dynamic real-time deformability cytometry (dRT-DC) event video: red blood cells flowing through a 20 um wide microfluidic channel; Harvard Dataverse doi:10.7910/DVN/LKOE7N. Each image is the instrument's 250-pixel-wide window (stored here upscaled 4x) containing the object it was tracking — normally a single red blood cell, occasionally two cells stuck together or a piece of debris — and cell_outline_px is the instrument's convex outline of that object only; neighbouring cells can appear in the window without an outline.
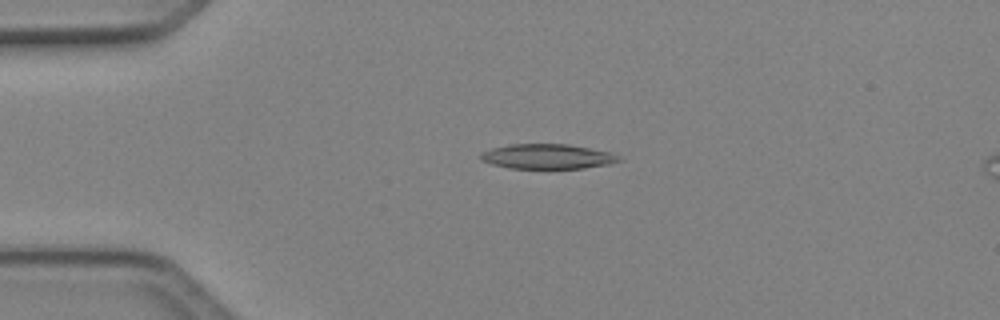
{"species": "Egyptian fruit bat (a non-hibernating species)", "species_latin": "Rousettus aegyptiacus", "temperature_condition": "cold", "stored_images_in_passage": 6, "camera_frame_rate_fps": 3000, "um_per_image_px": 0.085, "animal": {"sex": "female"}, "frame": {"image": 1, "passage_image": 4, "time_ms": 1.0, "image_size_px": [1000, 320], "cell_outline_px": [[624, 160], [608, 164], [584, 168], [508, 168], [492, 164], [480, 160], [480, 152], [492, 148], [508, 144], [568, 144], [612, 152], [620, 156]], "centroid_in_image_um": [46.54, 13.29], "position_along_channel_um": 38.5, "area_um2": 20.17}}